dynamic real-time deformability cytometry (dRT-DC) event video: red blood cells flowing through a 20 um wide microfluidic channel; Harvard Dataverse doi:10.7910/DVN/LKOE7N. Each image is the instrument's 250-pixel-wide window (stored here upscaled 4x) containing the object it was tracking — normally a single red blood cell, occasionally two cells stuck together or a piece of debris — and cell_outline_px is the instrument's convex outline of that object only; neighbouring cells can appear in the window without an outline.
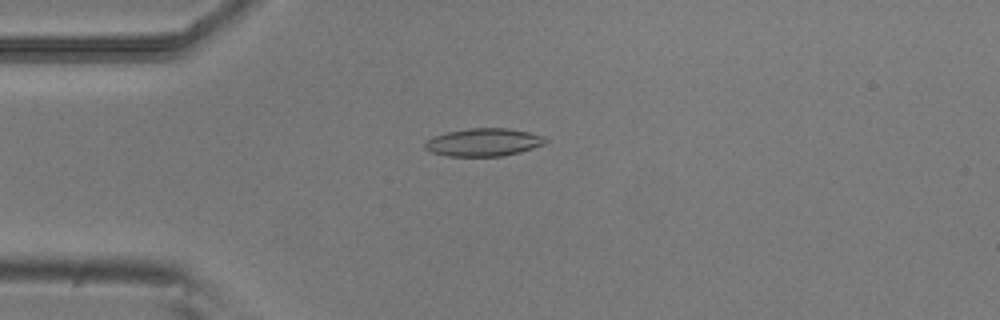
{"species": "common noctule bat (a hibernating species)", "species_latin": "Nyctalus noctula", "temperature_condition": "room temperature", "stored_images_in_passage": 52, "camera_frame_rate_fps": 3000, "um_per_image_px": 0.085, "animal": {"sex": "male", "body_mass_g": 20.5, "forearm_length_mm": 52.5}, "frame": {"image": 1, "passage_image": 13, "time_ms": 4.0, "image_size_px": [1000, 320], "cell_outline_px": [[548, 140], [544, 144], [520, 152], [504, 156], [448, 156], [432, 152], [424, 148], [424, 144], [428, 140], [436, 136], [448, 132], [468, 128], [508, 128], [528, 132], [544, 136]], "centroid_in_image_um": [41.13, 12.09], "position_along_channel_um": 43.9, "area_um2": 19.42}}
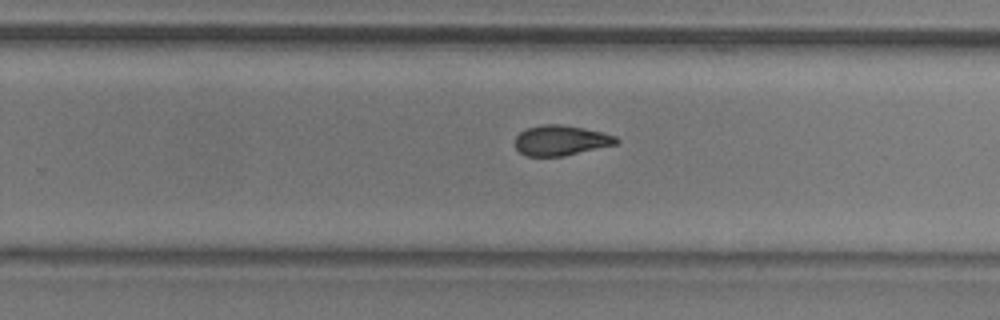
{"frame": {"image": 2, "passage_image": 33, "time_ms": 10.667, "image_size_px": [1000, 320], "cell_outline_px": [[620, 140], [616, 144], [564, 156], [524, 156], [516, 148], [516, 136], [520, 132], [528, 128], [544, 124], [560, 124], [584, 128], [616, 136]], "centroid_in_image_um": [47.67, 11.94], "position_along_channel_um": 282.1, "area_um2": 17.69}}
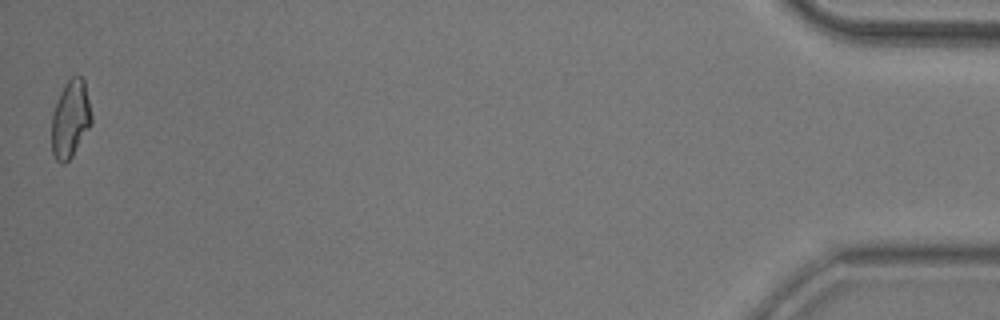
{"frame": {"image": 3, "passage_image": 52, "time_ms": 17.0, "image_size_px": [1000, 320], "cell_outline_px": [[92, 124], [72, 156], [64, 164], [60, 164], [56, 160], [52, 152], [52, 112], [60, 92], [64, 84], [72, 76], [80, 76], [84, 80], [92, 116]], "centroid_in_image_um": [5.98, 10.12], "position_along_channel_um": 429.2, "area_um2": 18.03}, "authors_computed_cell_mechanics": {"area_um2": 18.496, "velocity_mm_per_s": 3.8403, "shape_relaxation_time_tau1_ms": 5.3258, "shape_relaxation_time_tau2_ms": 2.6469, "deformation_change_tau1": 0.1653, "deformation_change_tau2": 0.0982}}